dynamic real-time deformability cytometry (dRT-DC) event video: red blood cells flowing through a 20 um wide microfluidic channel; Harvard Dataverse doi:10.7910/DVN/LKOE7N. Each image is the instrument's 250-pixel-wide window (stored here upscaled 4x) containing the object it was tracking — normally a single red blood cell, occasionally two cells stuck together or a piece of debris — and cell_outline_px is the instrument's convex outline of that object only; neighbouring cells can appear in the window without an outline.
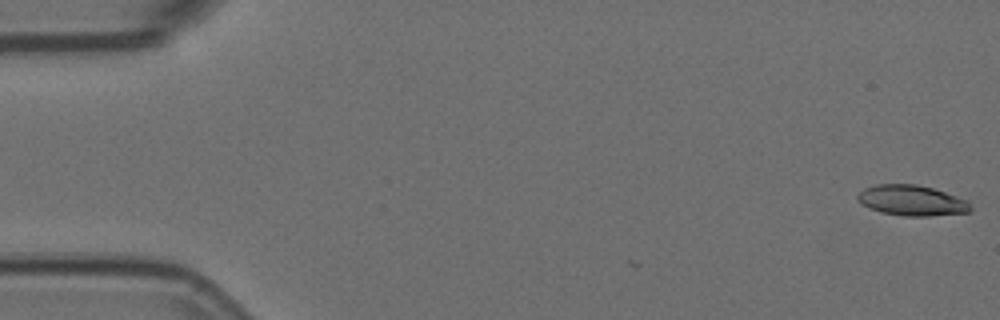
{"species": "Egyptian fruit bat (a non-hibernating species)", "species_latin": "Rousettus aegyptiacus", "temperature_condition": "room temperature", "stored_images_in_passage": 3, "camera_frame_rate_fps": 3000, "um_per_image_px": 0.085, "animal": {"sex": "female"}, "frame": {"image": 1, "passage_image": 1, "time_ms": 0.0, "image_size_px": [1000, 320], "cell_outline_px": [[972, 212], [928, 216], [904, 216], [880, 212], [868, 208], [860, 204], [856, 200], [856, 196], [864, 188], [876, 184], [916, 184], [932, 188], [968, 200], [972, 208]], "centroid_in_image_um": [77.48, 17.04], "position_along_channel_um": 7.5, "area_um2": 20.29}}